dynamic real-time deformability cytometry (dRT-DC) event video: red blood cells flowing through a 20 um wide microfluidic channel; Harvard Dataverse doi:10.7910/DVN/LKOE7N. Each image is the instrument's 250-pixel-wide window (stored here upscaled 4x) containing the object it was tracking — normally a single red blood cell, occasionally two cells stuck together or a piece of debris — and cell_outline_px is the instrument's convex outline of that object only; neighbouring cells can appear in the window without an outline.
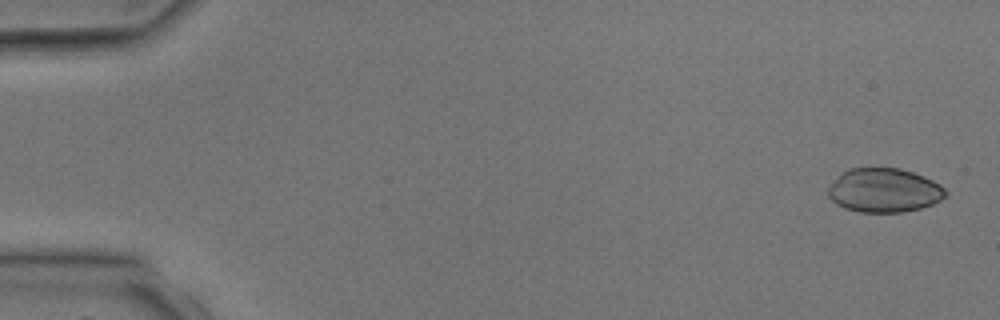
{"species": "common noctule bat (a hibernating species)", "species_latin": "Nyctalus noctula", "temperature_condition": "room temperature", "stored_images_in_passage": 4, "camera_frame_rate_fps": 3000, "um_per_image_px": 0.085, "animal": {"sex": "male", "body_mass_g": 17.9, "forearm_length_mm": 54.2}, "frame": {"image": 1, "passage_image": 1, "time_ms": 0.0, "image_size_px": [1000, 320], "cell_outline_px": [[948, 192], [940, 200], [932, 204], [920, 208], [904, 212], [860, 212], [844, 208], [836, 204], [828, 196], [828, 188], [848, 168], [900, 168], [924, 176], [940, 184]], "centroid_in_image_um": [75.16, 16.18], "position_along_channel_um": 9.8, "area_um2": 29.94}}